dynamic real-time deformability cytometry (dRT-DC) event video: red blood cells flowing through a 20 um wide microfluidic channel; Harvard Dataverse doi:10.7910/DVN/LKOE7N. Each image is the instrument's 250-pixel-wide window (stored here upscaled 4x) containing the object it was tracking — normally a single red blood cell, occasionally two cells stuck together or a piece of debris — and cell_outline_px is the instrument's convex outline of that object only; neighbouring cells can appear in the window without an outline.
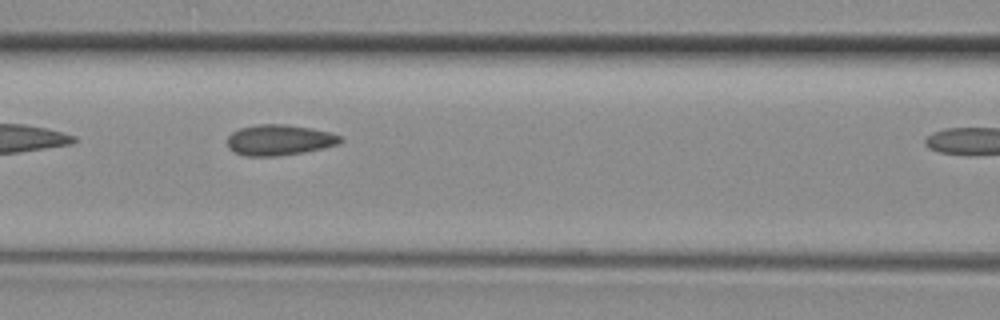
{"species": "common noctule bat (a hibernating species)", "species_latin": "Nyctalus noctula", "temperature_condition": "room temperature", "stored_images_in_passage": 8, "camera_frame_rate_fps": 3000, "um_per_image_px": 0.085, "animal": {"sex": "female", "body_mass_g": 29.2, "forearm_length_mm": 56.3}, "frame": {"image": 1, "passage_image": 5, "time_ms": 1.333, "image_size_px": [1000, 320], "cell_outline_px": [[344, 140], [340, 144], [304, 152], [276, 156], [248, 156], [236, 152], [228, 148], [228, 136], [232, 132], [240, 128], [260, 124], [284, 124], [312, 128], [328, 132], [340, 136]], "centroid_in_image_um": [23.76, 11.9], "position_along_channel_um": 142.8, "area_um2": 20.11}}